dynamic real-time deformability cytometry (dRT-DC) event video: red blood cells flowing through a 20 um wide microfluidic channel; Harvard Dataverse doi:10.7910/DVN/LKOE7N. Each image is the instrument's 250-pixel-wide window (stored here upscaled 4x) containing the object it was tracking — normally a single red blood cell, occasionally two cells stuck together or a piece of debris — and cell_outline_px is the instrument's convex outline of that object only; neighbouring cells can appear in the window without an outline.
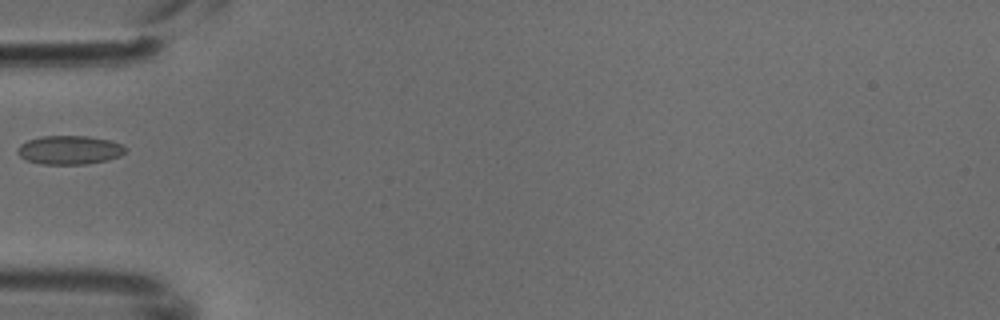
{"species": "common noctule bat (a hibernating species)", "species_latin": "Nyctalus noctula", "temperature_condition": "cold", "stored_images_in_passage": 7, "camera_frame_rate_fps": 3000, "um_per_image_px": 0.085, "animal": {"sex": "male", "body_mass_g": 18.8}, "frame": {"image": 1, "passage_image": 5, "time_ms": 1.333, "image_size_px": [1000, 320], "cell_outline_px": [[124, 152], [120, 156], [108, 160], [88, 164], [40, 164], [28, 160], [20, 156], [16, 152], [16, 148], [20, 144], [28, 140], [40, 136], [88, 136], [108, 140], [120, 144], [124, 148]], "centroid_in_image_um": [5.86, 12.75], "position_along_channel_um": 79.1, "area_um2": 18.03}}
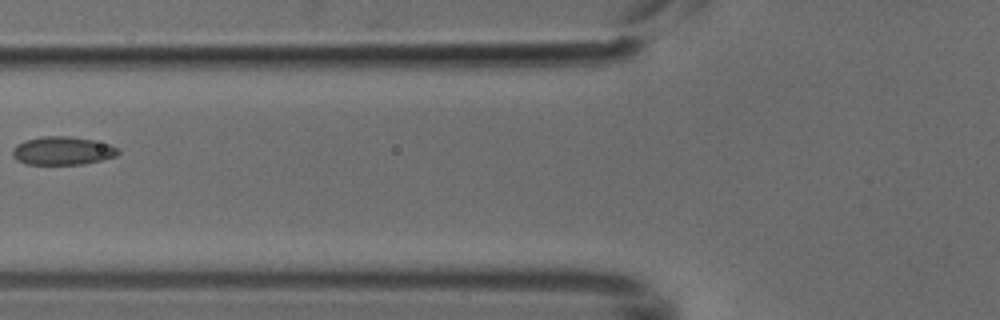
{"frame": {"image": 2, "passage_image": 6, "time_ms": 1.667, "image_size_px": [1000, 320], "cell_outline_px": [[120, 152], [116, 156], [84, 164], [24, 164], [16, 160], [12, 156], [12, 148], [16, 144], [24, 140], [40, 136], [68, 136], [92, 140], [112, 144], [120, 148]], "centroid_in_image_um": [5.3, 12.81], "position_along_channel_um": 120.5, "area_um2": 17.69}}
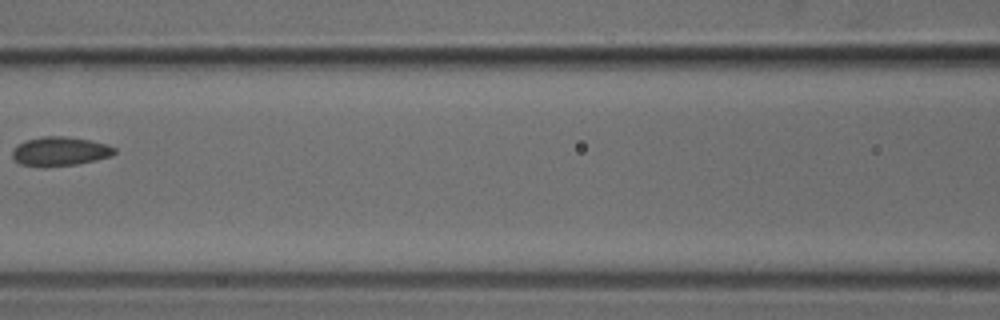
{"frame": {"image": 3, "passage_image": 7, "time_ms": 2.0, "image_size_px": [1000, 320], "cell_outline_px": [[116, 152], [112, 156], [96, 160], [76, 164], [44, 168], [20, 164], [12, 156], [12, 148], [16, 144], [24, 140], [44, 136], [64, 136], [88, 140], [108, 144], [116, 148]], "centroid_in_image_um": [5.07, 12.87], "position_along_channel_um": 161.5, "area_um2": 17.63}}